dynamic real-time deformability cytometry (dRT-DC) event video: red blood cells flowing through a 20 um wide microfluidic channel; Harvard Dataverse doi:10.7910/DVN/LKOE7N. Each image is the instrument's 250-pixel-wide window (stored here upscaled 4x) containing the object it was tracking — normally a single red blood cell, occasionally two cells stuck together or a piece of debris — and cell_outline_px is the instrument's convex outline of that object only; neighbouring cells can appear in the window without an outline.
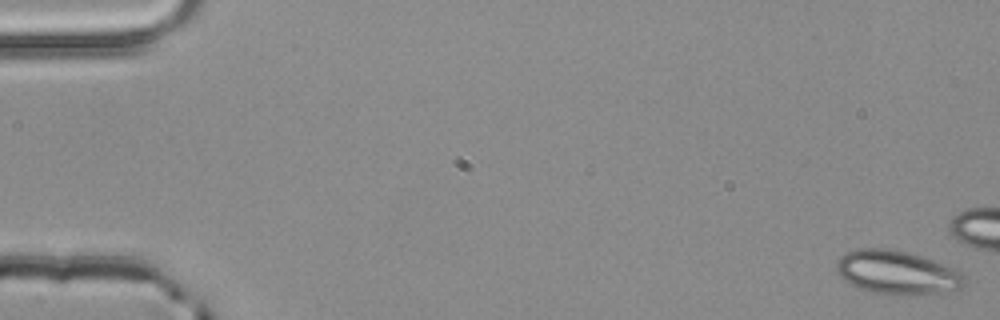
{"species": "common noctule bat (a hibernating species)", "species_latin": "Nyctalus noctula", "temperature_condition": "room temperature", "stored_images_in_passage": 16, "camera_frame_rate_fps": 3000, "um_per_image_px": 0.085, "animal": {"sex": "male", "body_mass_g": 20.4}, "frame": {"image": 1, "passage_image": 1, "time_ms": 0.0, "image_size_px": [1000, 320], "cell_outline_px": [[968, 280], [960, 288], [916, 296], [912, 296], [872, 292], [860, 288], [844, 280], [836, 272], [836, 260], [844, 252], [860, 248], [884, 248], [908, 252], [924, 256], [944, 264], [960, 272]], "centroid_in_image_um": [76.23, 23.15], "position_along_channel_um": 8.8, "area_um2": 32.77}}